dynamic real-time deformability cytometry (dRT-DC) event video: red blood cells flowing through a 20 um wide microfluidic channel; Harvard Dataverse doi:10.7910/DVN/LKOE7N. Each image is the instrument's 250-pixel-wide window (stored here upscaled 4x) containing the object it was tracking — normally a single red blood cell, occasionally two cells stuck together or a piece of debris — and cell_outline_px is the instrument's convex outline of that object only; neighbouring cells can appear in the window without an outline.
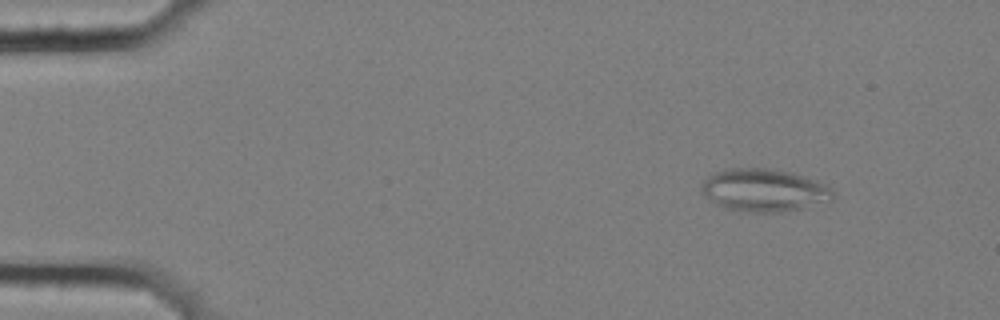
{"species": "common noctule bat (a hibernating species)", "species_latin": "Nyctalus noctula", "temperature_condition": "cold", "stored_images_in_passage": 5, "camera_frame_rate_fps": 3000, "um_per_image_px": 0.085, "animal": {"sex": "female", "body_mass_g": 25.1}, "frame": {"image": 1, "passage_image": 2, "time_ms": 0.333, "image_size_px": [1000, 320], "cell_outline_px": [[832, 200], [800, 208], [780, 212], [756, 212], [728, 208], [716, 204], [700, 188], [704, 180], [708, 176], [716, 172], [728, 168], [768, 168], [792, 172], [816, 180], [832, 188]], "centroid_in_image_um": [64.96, 16.14], "position_along_channel_um": 20.0, "area_um2": 32.19}}